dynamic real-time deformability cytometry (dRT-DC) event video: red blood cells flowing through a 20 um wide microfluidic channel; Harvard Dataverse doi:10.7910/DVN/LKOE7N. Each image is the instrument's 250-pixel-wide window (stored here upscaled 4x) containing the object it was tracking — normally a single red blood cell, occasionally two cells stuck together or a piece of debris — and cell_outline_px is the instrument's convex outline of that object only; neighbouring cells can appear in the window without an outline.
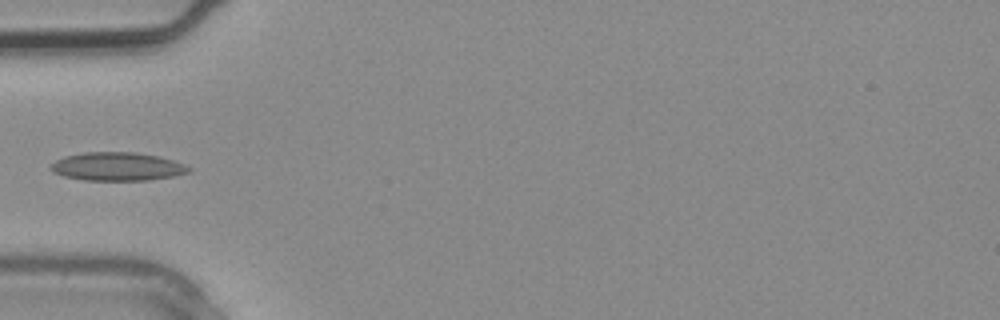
{"species": "common noctule bat (a hibernating species)", "species_latin": "Nyctalus noctula", "temperature_condition": "warm", "stored_images_in_passage": 3, "camera_frame_rate_fps": 3000, "um_per_image_px": 0.085, "animal": {"sex": "male", "body_mass_g": 20.4}, "frame": {"image": 1, "passage_image": 3, "time_ms": 0.667, "image_size_px": [1000, 320], "cell_outline_px": [[192, 168], [188, 172], [172, 176], [148, 180], [84, 180], [64, 176], [52, 172], [48, 168], [56, 160], [64, 156], [84, 152], [136, 152], [160, 156], [184, 164]], "centroid_in_image_um": [9.94, 14.15], "position_along_channel_um": 75.1, "area_um2": 22.83}}